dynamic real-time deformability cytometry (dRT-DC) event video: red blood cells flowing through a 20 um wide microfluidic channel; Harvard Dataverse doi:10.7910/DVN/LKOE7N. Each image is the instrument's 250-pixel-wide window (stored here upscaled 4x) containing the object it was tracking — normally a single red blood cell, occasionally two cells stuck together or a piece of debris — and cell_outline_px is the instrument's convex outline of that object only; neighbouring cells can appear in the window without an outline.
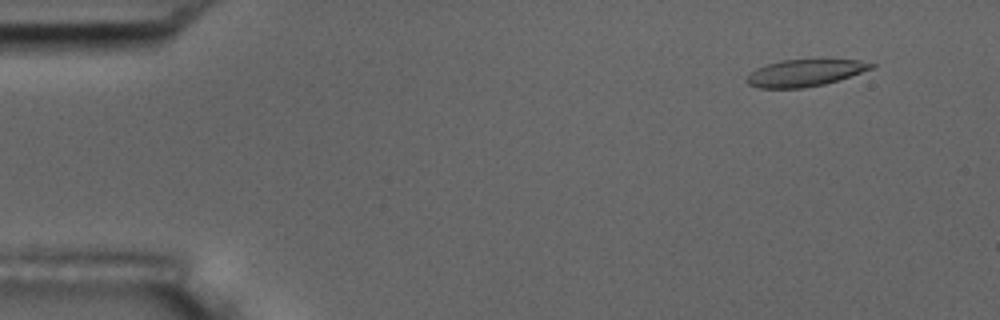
{"species": "common noctule bat (a hibernating species)", "species_latin": "Nyctalus noctula", "temperature_condition": "room temperature", "stored_images_in_passage": 5, "camera_frame_rate_fps": 3000, "um_per_image_px": 0.085, "animal": {"sex": "male", "body_mass_g": 17.5, "forearm_length_mm": 52.3}, "frame": {"image": 1, "passage_image": 2, "time_ms": 0.333, "image_size_px": [1000, 320], "cell_outline_px": [[876, 64], [872, 68], [824, 84], [804, 88], [760, 88], [748, 84], [744, 80], [756, 68], [768, 64], [784, 60], [860, 60]], "centroid_in_image_um": [68.37, 6.2], "position_along_channel_um": 16.6, "area_um2": 19.07}}